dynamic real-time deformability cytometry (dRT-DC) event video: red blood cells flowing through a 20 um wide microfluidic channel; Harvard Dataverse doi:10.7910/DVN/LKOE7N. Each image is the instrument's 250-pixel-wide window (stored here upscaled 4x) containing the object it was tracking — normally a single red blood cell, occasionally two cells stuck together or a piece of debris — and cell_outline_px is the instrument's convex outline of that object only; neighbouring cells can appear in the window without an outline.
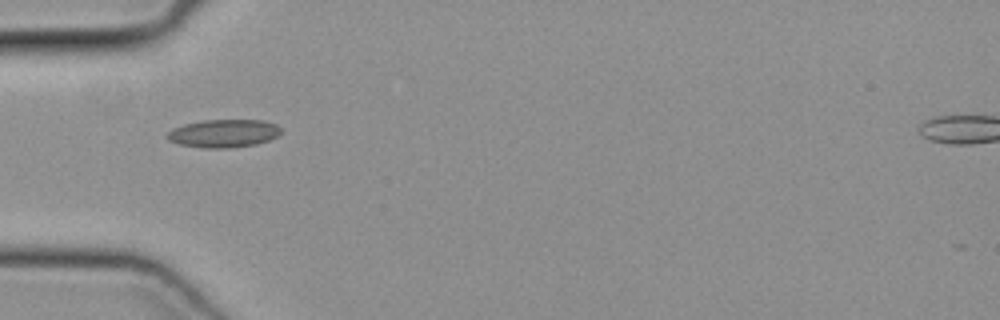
{"species": "common noctule bat (a hibernating species)", "species_latin": "Nyctalus noctula", "temperature_condition": "cold", "stored_images_in_passage": 34, "camera_frame_rate_fps": 3000, "um_per_image_px": 0.085, "animal": {"sex": "female", "body_mass_g": 19.3, "forearm_length_mm": 54.1}, "frame": {"image": 1, "passage_image": 1, "time_ms": 0.0, "image_size_px": [1000, 320], "cell_outline_px": [[280, 132], [276, 136], [268, 140], [256, 144], [228, 148], [204, 148], [180, 144], [168, 140], [164, 136], [172, 128], [184, 124], [204, 120], [264, 120], [276, 124], [280, 128]], "centroid_in_image_um": [18.97, 11.33], "position_along_channel_um": 66.0, "area_um2": 18.55}}
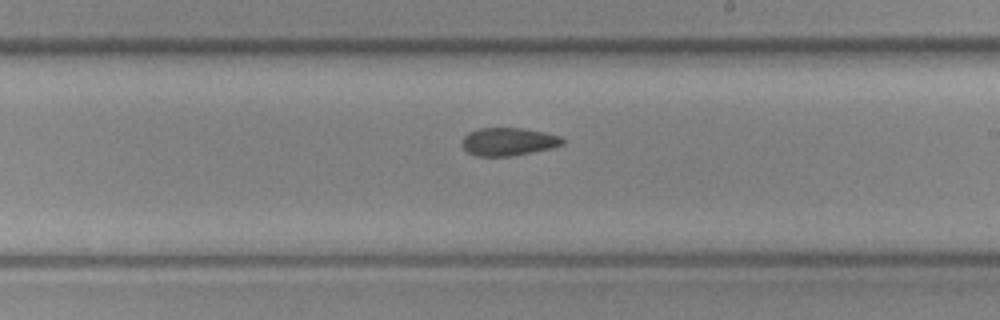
{"frame": {"image": 2, "passage_image": 14, "time_ms": 4.333, "image_size_px": [1000, 320], "cell_outline_px": [[564, 144], [552, 148], [512, 156], [476, 156], [468, 152], [464, 148], [464, 136], [468, 132], [480, 128], [520, 128], [544, 132], [560, 136], [564, 140]], "centroid_in_image_um": [43.24, 12.04], "position_along_channel_um": 245.8, "area_um2": 16.24}}
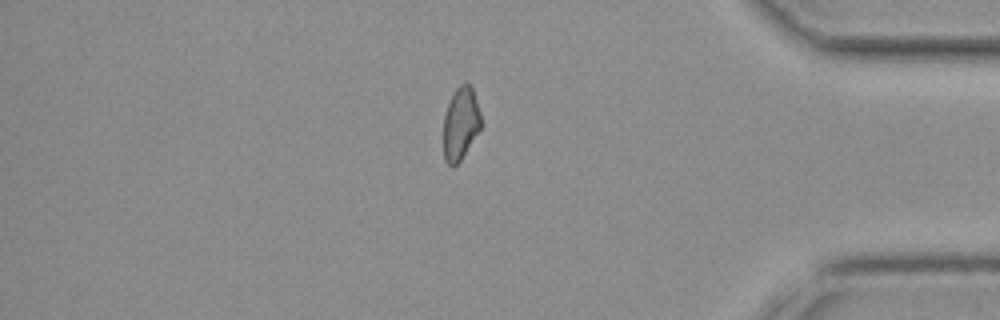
{"frame": {"image": 3, "passage_image": 27, "time_ms": 8.667, "image_size_px": [1000, 320], "cell_outline_px": [[480, 128], [460, 160], [452, 168], [444, 160], [444, 116], [448, 104], [456, 88], [464, 80], [468, 80], [472, 88], [480, 112]], "centroid_in_image_um": [39.14, 10.46], "position_along_channel_um": 396.1, "area_um2": 15.66}}